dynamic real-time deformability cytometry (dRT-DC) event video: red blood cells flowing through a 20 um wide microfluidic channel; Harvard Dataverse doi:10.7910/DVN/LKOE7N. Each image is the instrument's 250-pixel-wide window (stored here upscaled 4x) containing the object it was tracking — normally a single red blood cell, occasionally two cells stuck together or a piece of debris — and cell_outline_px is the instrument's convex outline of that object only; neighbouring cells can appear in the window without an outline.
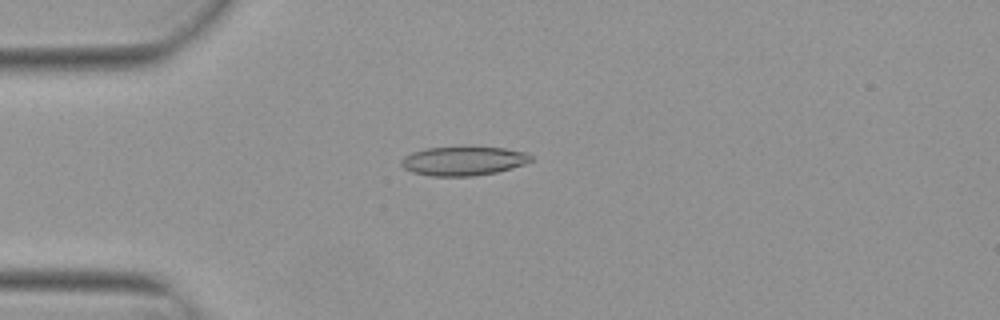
{"species": "Egyptian fruit bat (a non-hibernating species)", "species_latin": "Rousettus aegyptiacus", "temperature_condition": "warm", "stored_images_in_passage": 51, "camera_frame_rate_fps": 3000, "um_per_image_px": 0.085, "animal": {"sex": "female"}, "frame": {"image": 1, "passage_image": 12, "time_ms": 3.667, "image_size_px": [1000, 320], "cell_outline_px": [[532, 160], [524, 164], [512, 168], [496, 172], [472, 176], [432, 176], [412, 172], [404, 168], [400, 164], [400, 160], [404, 156], [412, 152], [428, 148], [504, 148], [528, 152], [532, 156]], "centroid_in_image_um": [39.38, 13.69], "position_along_channel_um": 45.6, "area_um2": 21.68}}
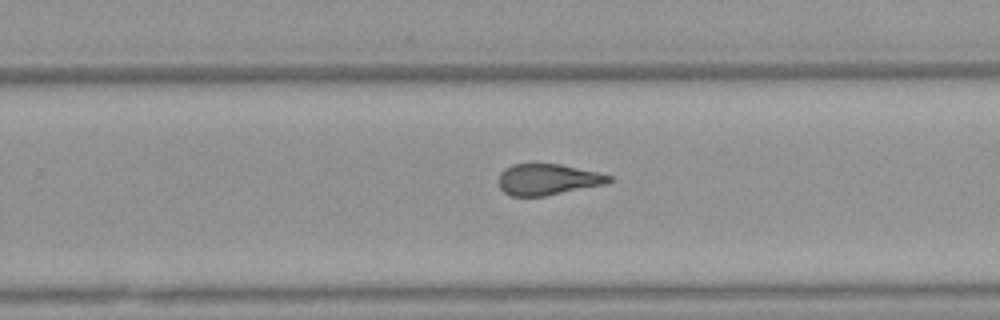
{"frame": {"image": 2, "passage_image": 32, "time_ms": 10.333, "image_size_px": [1000, 320], "cell_outline_px": [[612, 180], [608, 184], [544, 196], [512, 196], [504, 192], [500, 188], [500, 172], [504, 168], [512, 164], [532, 160], [536, 160], [560, 164], [600, 172], [612, 176]], "centroid_in_image_um": [46.56, 15.2], "position_along_channel_um": 283.2, "area_um2": 20.87}}
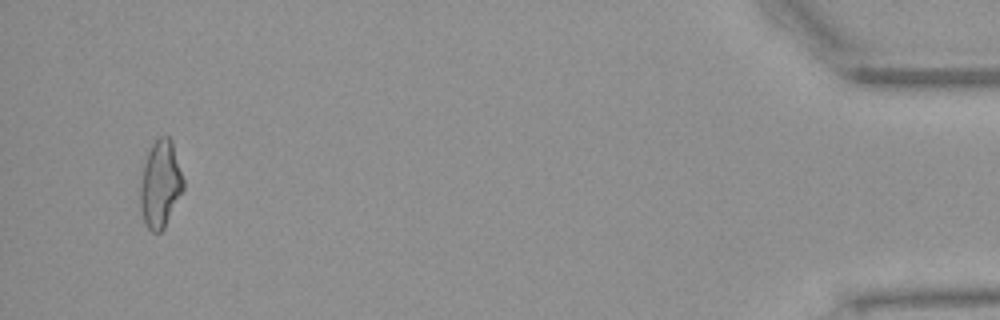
{"frame": {"image": 3, "passage_image": 49, "time_ms": 16.0, "image_size_px": [1000, 320], "cell_outline_px": [[184, 188], [164, 228], [160, 232], [152, 232], [144, 224], [140, 208], [140, 184], [144, 164], [148, 152], [156, 136], [168, 136], [172, 140], [184, 180]], "centroid_in_image_um": [13.62, 15.64], "position_along_channel_um": 421.6, "area_um2": 21.96}, "authors_computed_cell_mechanics": {"area_um2": 21.2126, "velocity_mm_per_s": 3.8563, "shape_relaxation_time_tau1_ms": null, "shape_relaxation_time_tau2_ms": 1.9828, "deformation_change_tau1": null, "deformation_change_tau2": 0.1035}}